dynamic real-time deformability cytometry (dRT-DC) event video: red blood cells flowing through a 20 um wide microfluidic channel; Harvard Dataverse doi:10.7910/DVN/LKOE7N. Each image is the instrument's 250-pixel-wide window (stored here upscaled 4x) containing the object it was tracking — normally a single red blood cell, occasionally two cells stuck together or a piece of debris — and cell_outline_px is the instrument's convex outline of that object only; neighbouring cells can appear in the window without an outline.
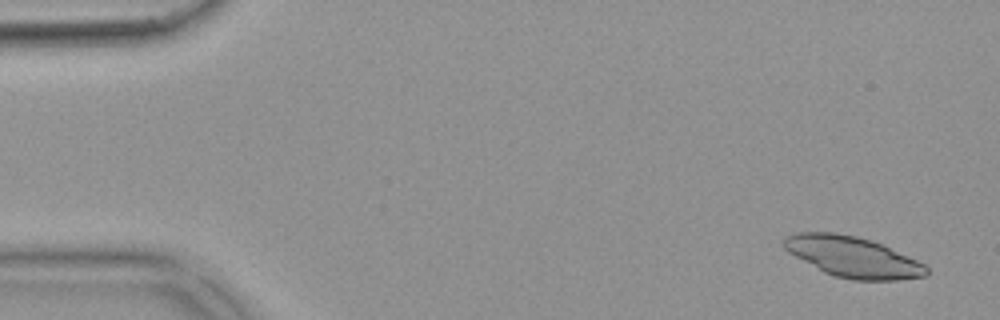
{"species": "common noctule bat (a hibernating species)", "species_latin": "Nyctalus noctula", "temperature_condition": "warm", "stored_images_in_passage": 52, "camera_frame_rate_fps": 3000, "um_per_image_px": 0.085, "animal": {"sex": "female", "body_mass_g": 18.4}, "frame": {"image": 1, "passage_image": 3, "time_ms": 0.667, "image_size_px": [1000, 320], "cell_outline_px": [[928, 272], [924, 276], [896, 280], [852, 280], [836, 276], [824, 272], [788, 252], [784, 248], [780, 240], [784, 236], [796, 232], [836, 232], [856, 236], [872, 240], [916, 260], [924, 264], [928, 268]], "centroid_in_image_um": [72.42, 21.82], "position_along_channel_um": 12.6, "area_um2": 33.64}}
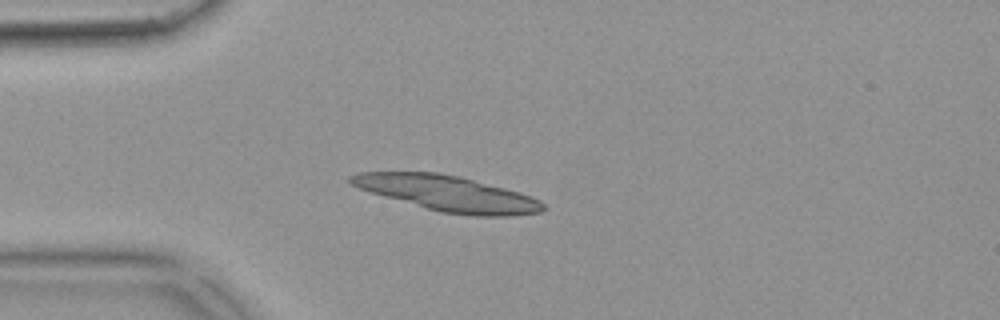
{"frame": {"image": 2, "passage_image": 14, "time_ms": 4.333, "image_size_px": [1000, 320], "cell_outline_px": [[544, 208], [540, 212], [508, 216], [476, 216], [440, 212], [384, 196], [360, 188], [352, 184], [348, 180], [348, 176], [356, 172], [440, 172], [460, 176], [520, 192], [532, 196], [540, 200], [544, 204]], "centroid_in_image_um": [38.06, 16.43], "position_along_channel_um": 46.9, "area_um2": 39.54}}